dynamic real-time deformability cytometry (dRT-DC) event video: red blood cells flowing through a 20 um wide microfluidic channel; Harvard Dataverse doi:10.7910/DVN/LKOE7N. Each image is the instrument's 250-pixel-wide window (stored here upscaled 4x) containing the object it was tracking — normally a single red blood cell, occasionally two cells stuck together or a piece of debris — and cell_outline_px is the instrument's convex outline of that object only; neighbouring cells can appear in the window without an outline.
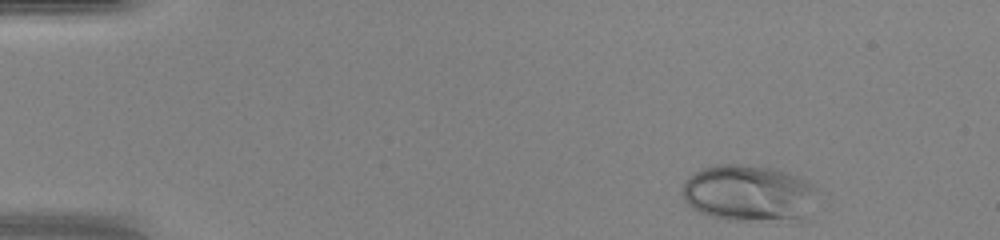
{"species": "human", "species_latin": "Homo sapiens", "temperature_condition": "warm", "stored_images_in_passage": 42, "camera_frame_rate_fps": 3000, "um_per_image_px": 0.085, "donor": {"sex": "female"}, "frame": {"image": 1, "passage_image": 1, "time_ms": 0.0, "image_size_px": [1000, 240], "cell_outline_px": [[816, 188], [804, 216], [800, 224], [796, 224], [728, 220], [712, 216], [700, 212], [692, 208], [684, 200], [684, 184], [688, 176], [692, 172], [716, 164], [740, 164], [776, 168], [800, 176], [808, 180]], "centroid_in_image_um": [63.67, 16.46], "position_along_channel_um": 21.3, "area_um2": 45.37}}
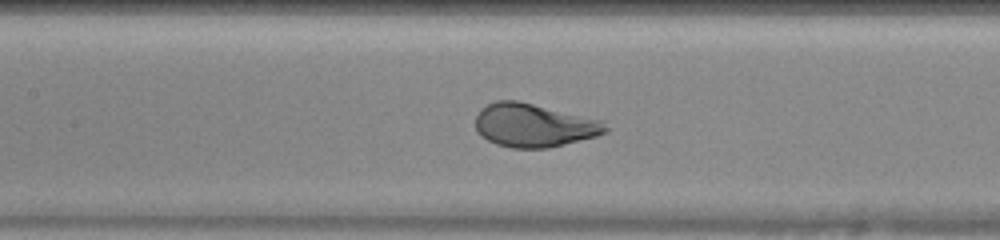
{"frame": {"image": 2, "passage_image": 18, "time_ms": 5.667, "image_size_px": [1000, 240], "cell_outline_px": [[608, 132], [596, 136], [548, 148], [512, 148], [496, 144], [480, 136], [476, 132], [476, 116], [480, 108], [496, 100], [520, 100], [604, 120], [608, 128]], "centroid_in_image_um": [45.39, 10.63], "position_along_channel_um": 162.0, "area_um2": 33.35}}
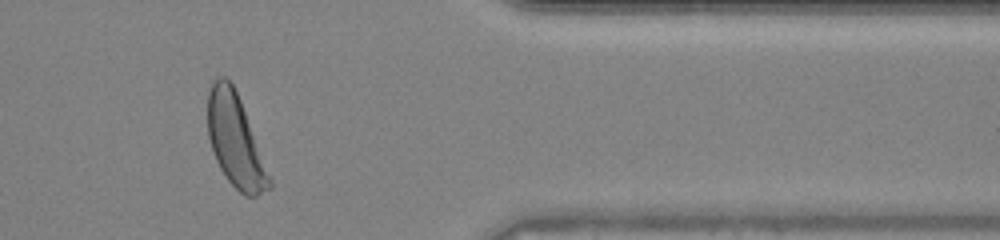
{"frame": {"image": 3, "passage_image": 35, "time_ms": 11.333, "image_size_px": [1000, 240], "cell_outline_px": [[272, 184], [268, 188], [256, 196], [244, 196], [228, 180], [220, 168], [216, 160], [208, 136], [208, 92], [212, 80], [216, 76], [224, 76], [232, 84], [240, 100], [272, 180]], "centroid_in_image_um": [19.98, 11.94], "position_along_channel_um": 391.4, "area_um2": 32.66}, "authors_computed_cell_mechanics": {"area_um2": 33.7841, "velocity_mm_per_s": 4.3427, "shape_relaxation_time_tau1_ms": 1.8357, "shape_relaxation_time_tau2_ms": null, "deformation_change_tau1": 0.1674, "deformation_change_tau2": null}}